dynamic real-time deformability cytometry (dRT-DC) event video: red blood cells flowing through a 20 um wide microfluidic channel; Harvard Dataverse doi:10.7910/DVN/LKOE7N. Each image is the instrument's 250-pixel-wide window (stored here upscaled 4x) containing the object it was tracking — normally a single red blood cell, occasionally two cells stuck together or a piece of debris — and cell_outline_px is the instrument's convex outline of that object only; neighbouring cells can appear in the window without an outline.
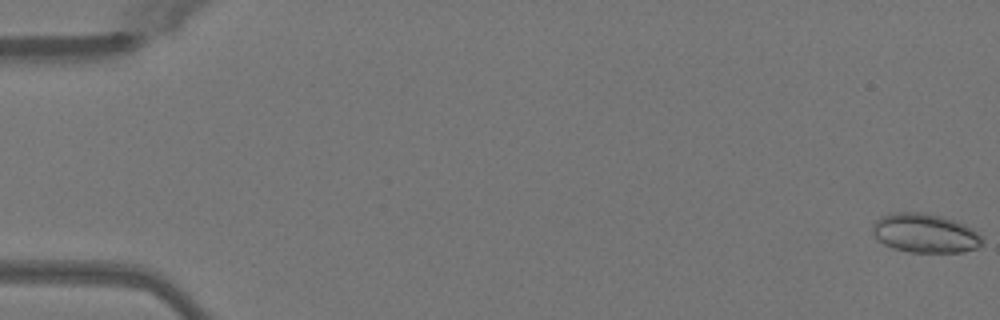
{"species": "Egyptian fruit bat (a non-hibernating species)", "species_latin": "Rousettus aegyptiacus", "temperature_condition": "warm", "stored_images_in_passage": 16, "camera_frame_rate_fps": 3000, "um_per_image_px": 0.085, "animal": {"sex": "female"}, "frame": {"image": 1, "passage_image": 1, "time_ms": 0.0, "image_size_px": [1000, 320], "cell_outline_px": [[984, 244], [976, 248], [964, 252], [908, 252], [892, 248], [884, 244], [872, 232], [872, 224], [880, 216], [896, 212], [920, 212], [940, 216], [956, 220], [972, 228], [984, 240]], "centroid_in_image_um": [78.63, 19.82], "position_along_channel_um": 6.4, "area_um2": 25.09}}